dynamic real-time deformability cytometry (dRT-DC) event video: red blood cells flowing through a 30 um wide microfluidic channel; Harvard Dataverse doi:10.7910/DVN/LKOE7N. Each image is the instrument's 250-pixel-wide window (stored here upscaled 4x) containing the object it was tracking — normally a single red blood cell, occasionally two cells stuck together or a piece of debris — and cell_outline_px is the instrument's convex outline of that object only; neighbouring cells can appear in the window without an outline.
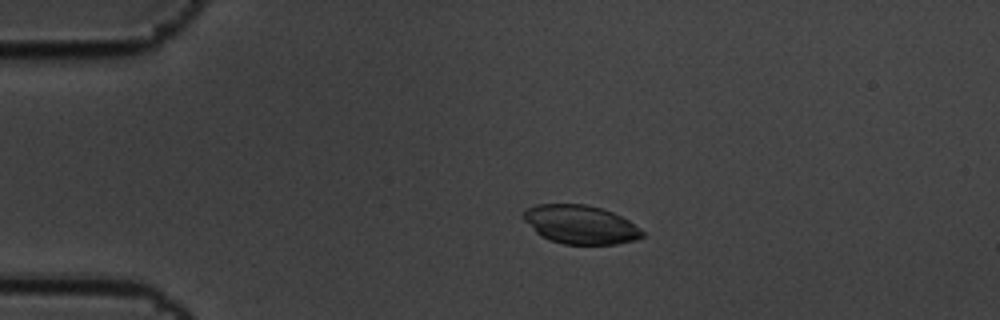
{"species": "common noctule bat (a hibernating species)", "species_latin": "Nyctalus noctula", "temperature_condition": "cold", "stored_images_in_passage": 9, "camera_frame_rate_fps": 3000, "um_per_image_px": 0.085, "animal": {"sex": "male", "body_mass_g": 19.5, "forearm_length_mm": 54.6}, "frame": {"image": 1, "passage_image": 2, "time_ms": 0.333, "image_size_px": [1000, 320], "cell_outline_px": [[644, 236], [636, 240], [616, 244], [564, 244], [540, 236], [524, 220], [524, 212], [528, 208], [536, 204], [584, 204], [600, 208], [612, 212], [628, 220], [640, 228], [644, 232]], "centroid_in_image_um": [49.35, 19.09], "position_along_channel_um": 35.6, "area_um2": 26.59}}
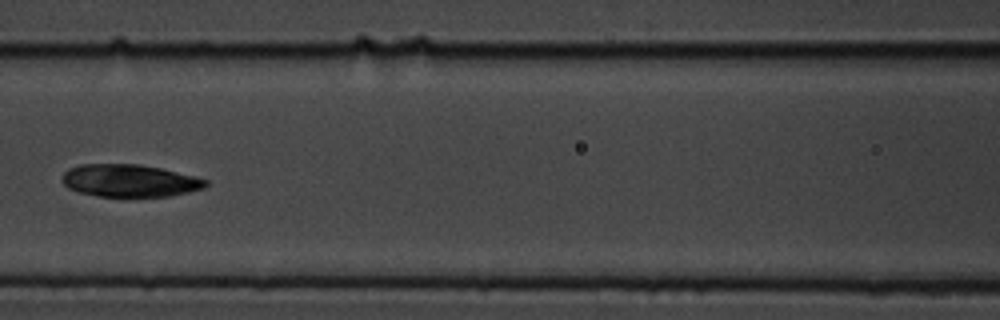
{"frame": {"image": 2, "passage_image": 6, "time_ms": 1.667, "image_size_px": [1000, 320], "cell_outline_px": [[208, 184], [204, 188], [188, 192], [168, 196], [128, 200], [96, 196], [80, 192], [68, 188], [60, 180], [64, 172], [68, 168], [80, 164], [140, 164], [160, 168], [196, 176], [208, 180]], "centroid_in_image_um": [11.0, 15.4], "position_along_channel_um": 155.6, "area_um2": 28.26}}
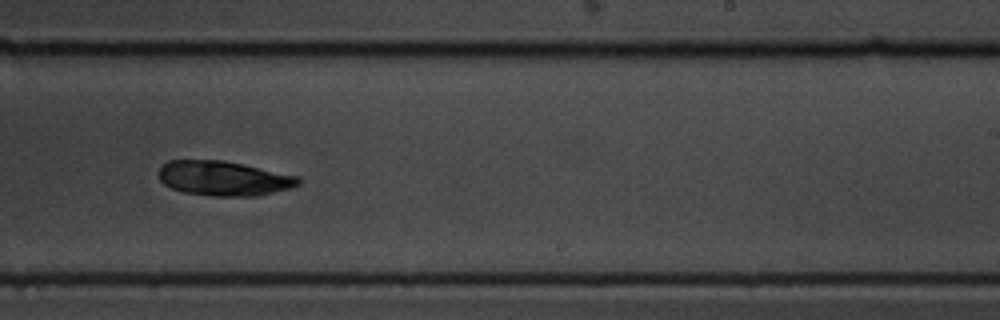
{"frame": {"image": 3, "passage_image": 9, "time_ms": 2.667, "image_size_px": [1000, 320], "cell_outline_px": [[300, 184], [292, 188], [256, 196], [212, 196], [180, 192], [164, 184], [160, 180], [160, 168], [168, 160], [224, 160], [300, 176]], "centroid_in_image_um": [19.04, 15.16], "position_along_channel_um": 270.0, "area_um2": 28.38}}